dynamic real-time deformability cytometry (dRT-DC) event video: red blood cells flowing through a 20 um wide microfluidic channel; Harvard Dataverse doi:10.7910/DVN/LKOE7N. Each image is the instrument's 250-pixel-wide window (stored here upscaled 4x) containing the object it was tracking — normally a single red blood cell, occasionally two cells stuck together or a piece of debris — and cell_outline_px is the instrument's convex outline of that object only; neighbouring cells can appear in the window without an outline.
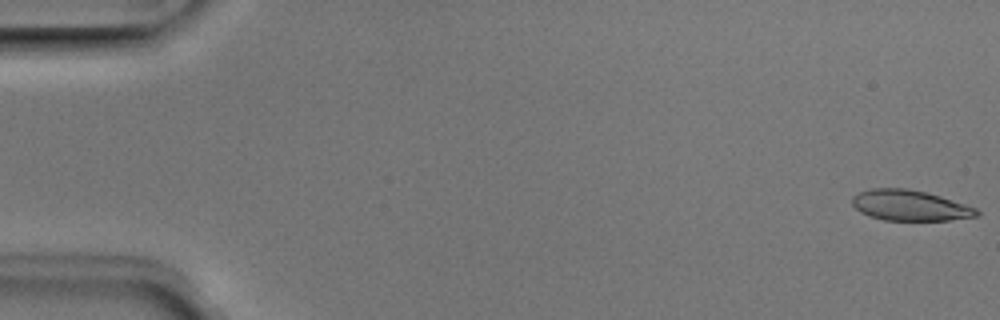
{"species": "Egyptian fruit bat (a non-hibernating species)", "species_latin": "Rousettus aegyptiacus", "temperature_condition": "room temperature", "stored_images_in_passage": 51, "camera_frame_rate_fps": 3000, "um_per_image_px": 0.085, "animal": {"sex": "male"}, "frame": {"image": 1, "passage_image": 1, "time_ms": 0.0, "image_size_px": [1000, 320], "cell_outline_px": [[980, 216], [948, 220], [884, 220], [868, 216], [860, 212], [852, 204], [852, 196], [860, 192], [872, 188], [908, 188], [940, 196], [976, 208], [980, 212]], "centroid_in_image_um": [77.33, 17.46], "position_along_channel_um": 7.7, "area_um2": 22.14}}
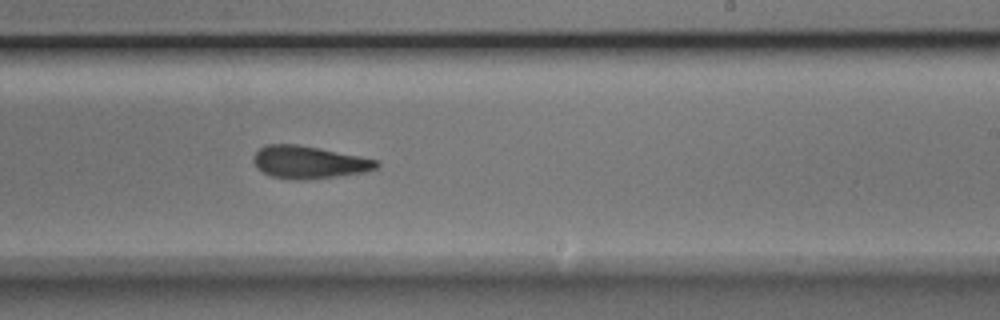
{"frame": {"image": 2, "passage_image": 31, "time_ms": 10.0, "image_size_px": [1000, 320], "cell_outline_px": [[380, 164], [376, 168], [364, 172], [336, 176], [304, 180], [272, 176], [256, 168], [252, 160], [252, 156], [264, 144], [296, 144], [320, 148], [380, 160]], "centroid_in_image_um": [26.25, 13.77], "position_along_channel_um": 262.7, "area_um2": 23.29}}
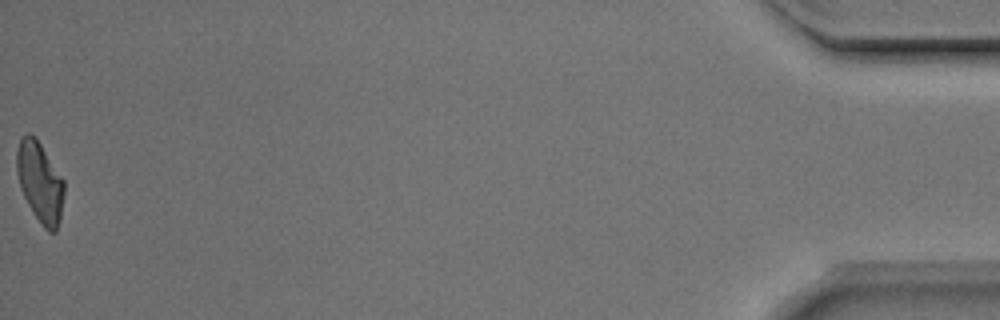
{"frame": {"image": 3, "passage_image": 51, "time_ms": 16.667, "image_size_px": [1000, 320], "cell_outline_px": [[64, 192], [60, 220], [56, 232], [48, 232], [44, 228], [28, 204], [20, 188], [16, 172], [16, 152], [20, 136], [28, 132], [40, 144], [64, 180]], "centroid_in_image_um": [3.38, 15.48], "position_along_channel_um": 431.8, "area_um2": 22.08}, "authors_computed_cell_mechanics": {"area_um2": 23.2934, "velocity_mm_per_s": 4.0126, "shape_relaxation_time_tau1_ms": 8.4671, "shape_relaxation_time_tau2_ms": 4.376, "deformation_change_tau1": 0.2248, "deformation_change_tau2": 0.1394}}